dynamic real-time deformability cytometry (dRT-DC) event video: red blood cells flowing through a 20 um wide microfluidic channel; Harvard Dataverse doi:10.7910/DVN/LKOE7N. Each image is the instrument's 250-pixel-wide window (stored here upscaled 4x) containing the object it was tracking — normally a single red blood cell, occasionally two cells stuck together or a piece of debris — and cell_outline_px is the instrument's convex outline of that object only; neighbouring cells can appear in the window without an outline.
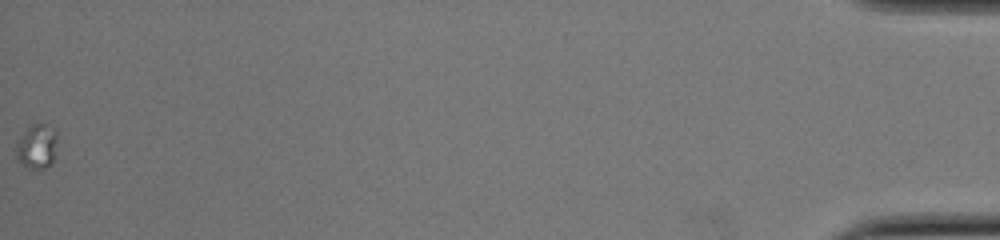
{"species": "common noctule bat (a hibernating species)", "species_latin": "Nyctalus noctula", "temperature_condition": "cold", "stored_images_in_passage": 48, "camera_frame_rate_fps": 3000, "um_per_image_px": 0.085, "animal": {"sex": "female", "body_mass_g": 22.0, "forearm_length_mm": 56.7}, "frame": {"image": 1, "passage_image": 48, "time_ms": 15.667, "image_size_px": [1000, 240], "cell_outline_px": [[56, 140], [52, 164], [44, 168], [28, 168], [16, 156], [16, 140], [32, 124], [44, 124], [56, 128]], "centroid_in_image_um": [3.13, 12.42], "position_along_channel_um": 432.1, "area_um2": 10.52}}